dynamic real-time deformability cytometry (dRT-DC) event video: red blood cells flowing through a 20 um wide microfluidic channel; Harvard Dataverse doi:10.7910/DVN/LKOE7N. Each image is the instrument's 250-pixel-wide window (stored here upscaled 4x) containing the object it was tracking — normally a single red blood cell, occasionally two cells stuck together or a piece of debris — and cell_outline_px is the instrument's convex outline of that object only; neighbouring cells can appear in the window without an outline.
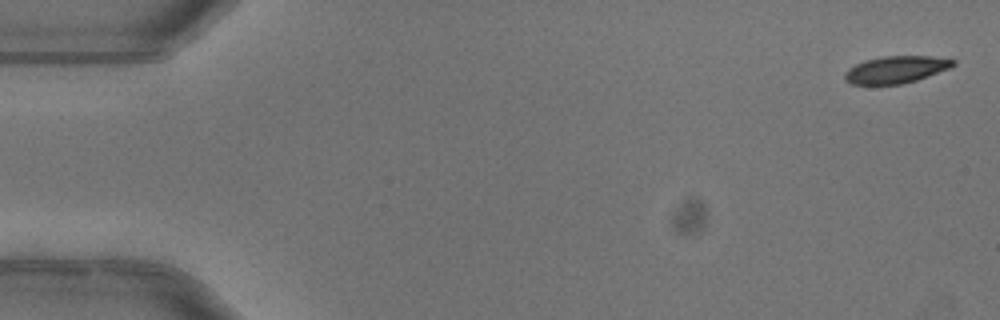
{"species": "common noctule bat (a hibernating species)", "species_latin": "Nyctalus noctula", "temperature_condition": "warm", "stored_images_in_passage": 5, "camera_frame_rate_fps": 3000, "um_per_image_px": 0.085, "animal": {"sex": "female"}, "frame": {"image": 1, "passage_image": 1, "time_ms": 0.0, "image_size_px": [1000, 320], "cell_outline_px": [[956, 64], [952, 68], [916, 80], [900, 84], [852, 84], [844, 80], [844, 72], [848, 68], [864, 60], [880, 56], [932, 56], [956, 60]], "centroid_in_image_um": [76.17, 5.9], "position_along_channel_um": 8.8, "area_um2": 17.28}}
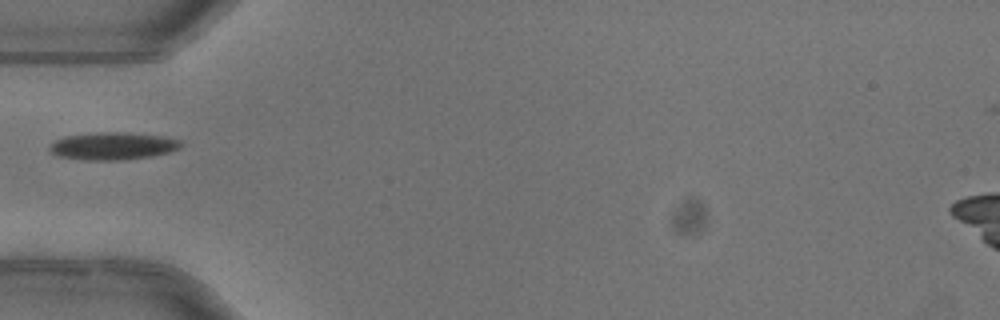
{"frame": {"image": 2, "passage_image": 5, "time_ms": 1.333, "image_size_px": [1000, 320], "cell_outline_px": [[184, 144], [180, 148], [168, 152], [152, 156], [128, 160], [88, 160], [56, 156], [48, 148], [56, 140], [64, 136], [100, 132], [124, 132], [164, 136], [180, 140]], "centroid_in_image_um": [9.62, 12.41], "position_along_channel_um": 75.4, "area_um2": 21.15}}